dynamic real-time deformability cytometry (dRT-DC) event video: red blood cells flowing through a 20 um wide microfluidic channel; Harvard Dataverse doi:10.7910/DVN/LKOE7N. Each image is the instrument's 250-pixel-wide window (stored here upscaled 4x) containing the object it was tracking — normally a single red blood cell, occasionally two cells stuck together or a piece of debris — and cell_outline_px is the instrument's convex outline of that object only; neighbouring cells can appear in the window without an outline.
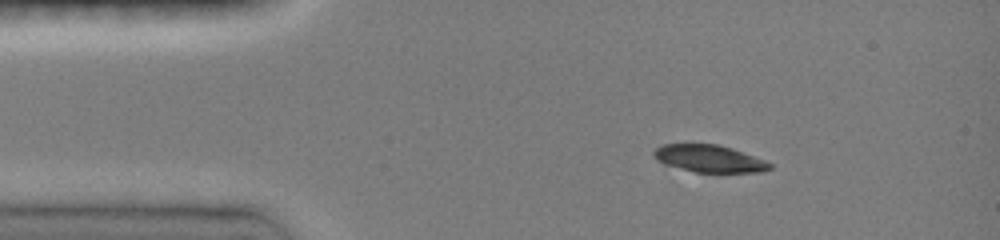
{"species": "common noctule bat (a hibernating species)", "species_latin": "Nyctalus noctula", "temperature_condition": "room temperature", "stored_images_in_passage": 9, "camera_frame_rate_fps": 3000, "um_per_image_px": 0.085, "animal": {"sex": "female", "body_mass_g": 19.0, "forearm_length_mm": 51.5}, "frame": {"image": 1, "passage_image": 4, "time_ms": 2.0, "image_size_px": [1000, 240], "cell_outline_px": [[772, 168], [760, 172], [696, 172], [664, 164], [656, 160], [652, 152], [660, 144], [716, 144], [732, 148], [764, 160], [772, 164]], "centroid_in_image_um": [60.25, 13.47], "position_along_channel_um": 24.7, "area_um2": 18.32}}